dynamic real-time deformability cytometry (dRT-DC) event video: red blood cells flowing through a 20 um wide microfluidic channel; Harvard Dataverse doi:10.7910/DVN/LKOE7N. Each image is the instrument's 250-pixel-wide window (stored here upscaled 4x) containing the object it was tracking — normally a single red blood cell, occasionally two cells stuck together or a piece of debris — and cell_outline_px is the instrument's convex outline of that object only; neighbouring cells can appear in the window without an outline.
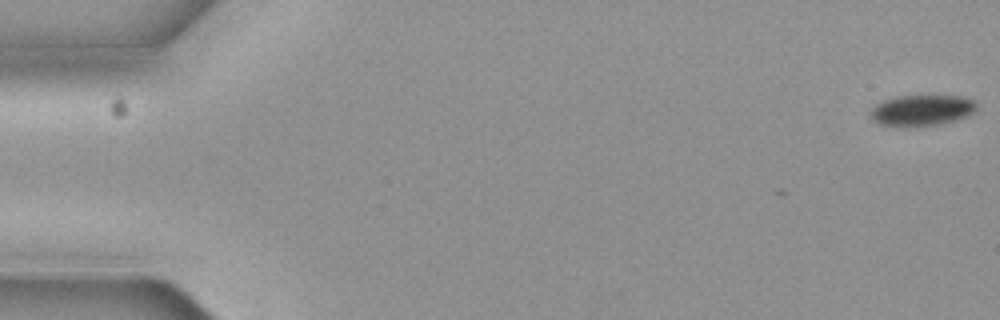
{"species": "common noctule bat (a hibernating species)", "species_latin": "Nyctalus noctula", "temperature_condition": "cold", "stored_images_in_passage": 4, "camera_frame_rate_fps": 3000, "um_per_image_px": 0.085, "animal": {"sex": "female", "body_mass_g": 19.3, "forearm_length_mm": 54.1}, "frame": {"image": 1, "passage_image": 1, "time_ms": 0.0, "image_size_px": [1000, 320], "cell_outline_px": [[976, 108], [972, 112], [964, 116], [952, 120], [936, 124], [904, 128], [880, 124], [872, 120], [868, 112], [876, 104], [884, 100], [896, 96], [964, 96], [976, 100]], "centroid_in_image_um": [78.28, 9.38], "position_along_channel_um": 6.7, "area_um2": 19.19}}